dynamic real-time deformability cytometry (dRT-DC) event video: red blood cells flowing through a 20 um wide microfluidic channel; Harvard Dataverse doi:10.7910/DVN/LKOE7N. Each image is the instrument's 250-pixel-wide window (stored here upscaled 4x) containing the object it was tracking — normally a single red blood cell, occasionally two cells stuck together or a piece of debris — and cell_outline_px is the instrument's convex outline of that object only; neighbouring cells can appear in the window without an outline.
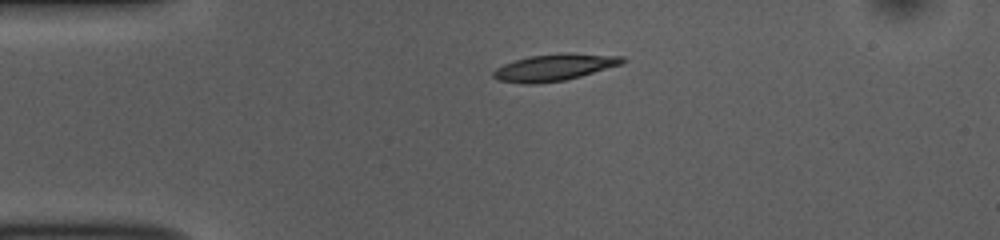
{"species": "common noctule bat (a hibernating species)", "species_latin": "Nyctalus noctula", "temperature_condition": "room temperature", "stored_images_in_passage": 42, "camera_frame_rate_fps": 3000, "um_per_image_px": 0.085, "animal": {"sex": "female", "body_mass_g": 10.0, "forearm_length_mm": 53.1}, "frame": {"image": 1, "passage_image": 1, "time_ms": 0.0, "image_size_px": [1000, 240], "cell_outline_px": [[628, 60], [620, 64], [580, 76], [564, 80], [536, 84], [524, 84], [496, 80], [492, 76], [492, 72], [496, 68], [504, 64], [528, 56], [564, 52], [568, 52], [624, 56]], "centroid_in_image_um": [47.1, 5.72], "position_along_channel_um": 37.9, "area_um2": 20.23}}
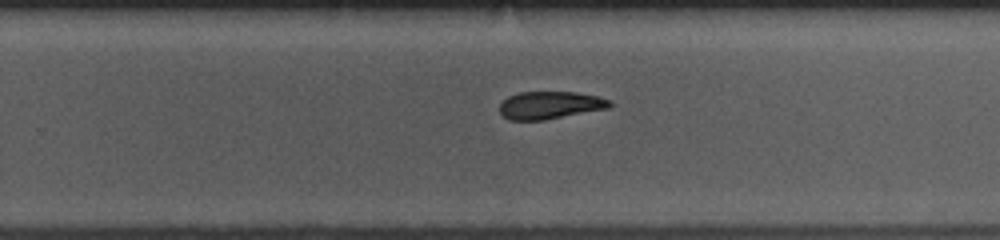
{"frame": {"image": 2, "passage_image": 23, "time_ms": 7.333, "image_size_px": [1000, 240], "cell_outline_px": [[612, 104], [608, 108], [544, 120], [508, 120], [500, 112], [500, 104], [508, 96], [520, 92], [576, 92], [600, 96], [612, 100]], "centroid_in_image_um": [46.77, 8.93], "position_along_channel_um": 283.0, "area_um2": 17.74}}
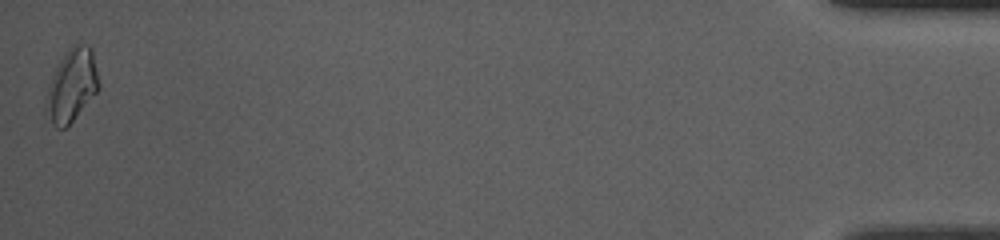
{"frame": {"image": 3, "passage_image": 42, "time_ms": 13.667, "image_size_px": [1000, 240], "cell_outline_px": [[100, 88], [72, 120], [64, 128], [56, 128], [52, 124], [44, 112], [44, 104], [48, 84], [64, 52], [72, 44], [88, 44], [92, 48], [100, 84]], "centroid_in_image_um": [6.08, 7.24], "position_along_channel_um": 429.1, "area_um2": 22.48}, "authors_computed_cell_mechanics": {"area_um2": 19.1029, "velocity_mm_per_s": 3.7591, "shape_relaxation_time_tau1_ms": 3.3876, "shape_relaxation_time_tau2_ms": null, "deformation_change_tau1": 0.1263, "deformation_change_tau2": null}}